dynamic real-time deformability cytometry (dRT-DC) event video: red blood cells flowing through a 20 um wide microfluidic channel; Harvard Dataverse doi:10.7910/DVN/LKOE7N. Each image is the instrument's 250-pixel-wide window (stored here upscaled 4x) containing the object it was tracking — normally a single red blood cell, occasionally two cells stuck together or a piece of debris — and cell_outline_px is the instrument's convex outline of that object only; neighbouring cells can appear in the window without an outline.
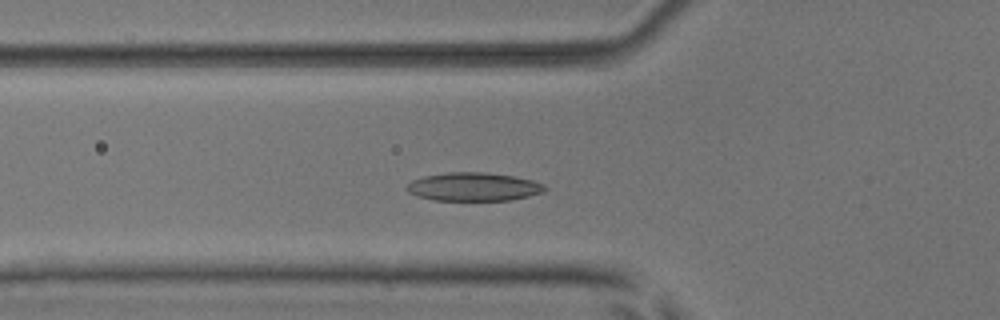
{"species": "common noctule bat (a hibernating species)", "species_latin": "Nyctalus noctula", "temperature_condition": "room temperature", "stored_images_in_passage": 49, "camera_frame_rate_fps": 3000, "um_per_image_px": 0.085, "animal": {"sex": "male", "body_mass_g": 17.9, "forearm_length_mm": 54.2}, "frame": {"image": 1, "passage_image": 15, "time_ms": 4.667, "image_size_px": [1000, 320], "cell_outline_px": [[548, 188], [544, 192], [512, 200], [432, 200], [416, 196], [408, 192], [404, 188], [412, 180], [424, 176], [448, 172], [484, 172], [512, 176], [532, 180], [544, 184]], "centroid_in_image_um": [40.24, 15.88], "position_along_channel_um": 85.6, "area_um2": 22.95}}
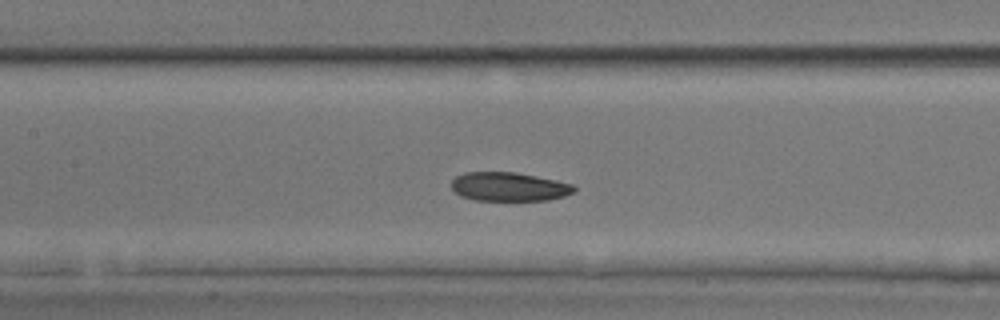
{"frame": {"image": 2, "passage_image": 21, "time_ms": 6.667, "image_size_px": [1000, 320], "cell_outline_px": [[576, 188], [572, 192], [564, 196], [548, 200], [476, 200], [460, 196], [452, 192], [452, 180], [456, 176], [464, 172], [516, 172], [556, 180], [572, 184]], "centroid_in_image_um": [43.22, 15.87], "position_along_channel_um": 164.2, "area_um2": 20.63}}
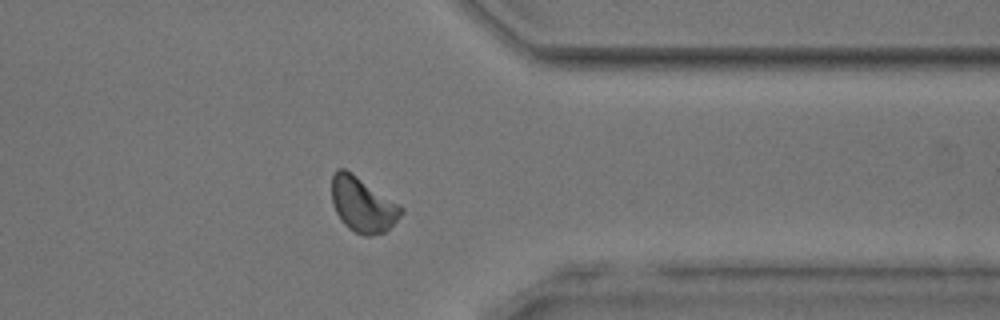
{"frame": {"image": 3, "passage_image": 38, "time_ms": 12.333, "image_size_px": [1000, 320], "cell_outline_px": [[404, 212], [384, 232], [372, 236], [364, 236], [348, 228], [340, 220], [332, 204], [332, 172], [336, 168], [344, 168], [352, 172], [400, 204], [404, 208]], "centroid_in_image_um": [30.81, 17.37], "position_along_channel_um": 380.6, "area_um2": 22.43}, "authors_computed_cell_mechanics": {"area_um2": 21.964, "velocity_mm_per_s": 3.9351, "shape_relaxation_time_tau1_ms": 3.52, "shape_relaxation_time_tau2_ms": 5.7664, "deformation_change_tau1": 0.1089, "deformation_change_tau2": 0.1004}}